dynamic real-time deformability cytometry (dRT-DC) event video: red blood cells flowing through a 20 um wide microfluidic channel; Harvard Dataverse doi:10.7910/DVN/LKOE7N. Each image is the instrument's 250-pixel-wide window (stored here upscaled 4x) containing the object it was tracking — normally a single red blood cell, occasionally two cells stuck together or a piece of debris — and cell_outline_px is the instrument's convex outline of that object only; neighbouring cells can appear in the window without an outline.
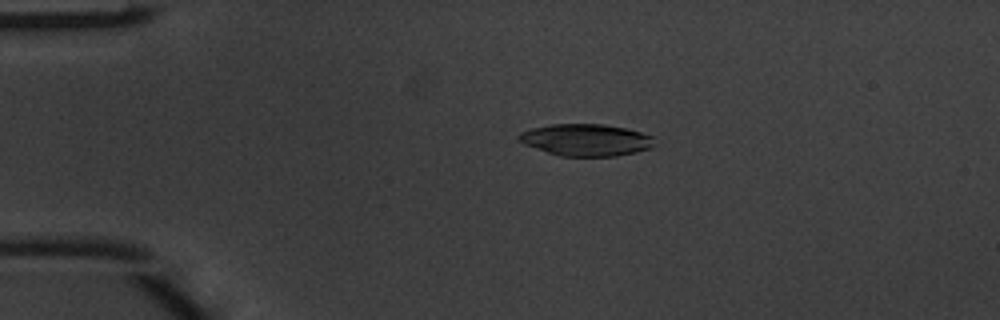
{"species": "common noctule bat (a hibernating species)", "species_latin": "Nyctalus noctula", "temperature_condition": "warm", "stored_images_in_passage": 3, "camera_frame_rate_fps": 3000, "um_per_image_px": 0.085, "animal": {"sex": "male", "body_mass_g": 20.1, "forearm_length_mm": 53.5}, "frame": {"image": 1, "passage_image": 2, "time_ms": 0.333, "image_size_px": [1000, 320], "cell_outline_px": [[656, 144], [652, 148], [636, 152], [616, 156], [560, 156], [524, 144], [516, 136], [520, 132], [532, 128], [552, 124], [604, 124], [628, 128], [656, 136]], "centroid_in_image_um": [49.89, 11.89], "position_along_channel_um": 35.1, "area_um2": 25.55}}